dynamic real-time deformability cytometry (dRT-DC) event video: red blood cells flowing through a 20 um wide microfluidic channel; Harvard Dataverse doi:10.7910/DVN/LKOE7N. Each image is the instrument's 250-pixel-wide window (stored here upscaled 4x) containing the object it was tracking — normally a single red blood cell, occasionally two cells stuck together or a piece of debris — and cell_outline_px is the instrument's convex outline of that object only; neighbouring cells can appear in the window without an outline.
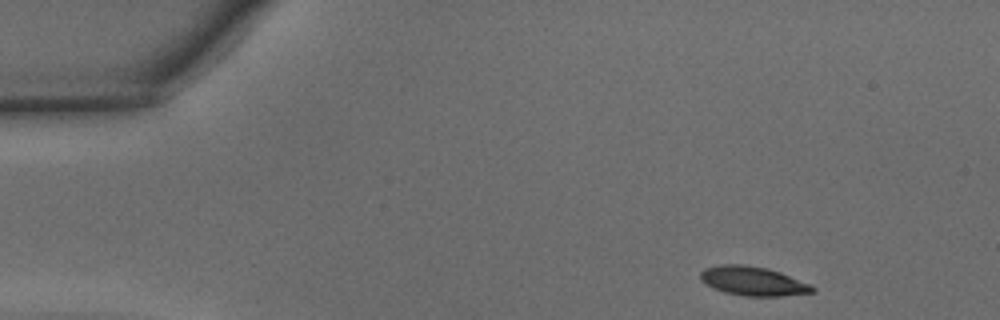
{"species": "common noctule bat (a hibernating species)", "species_latin": "Nyctalus noctula", "temperature_condition": "warm", "stored_images_in_passage": 33, "camera_frame_rate_fps": 3000, "um_per_image_px": 0.085, "animal": {"sex": "male", "body_mass_g": 15.6}, "frame": {"image": 1, "passage_image": 1, "time_ms": 0.0, "image_size_px": [1000, 320], "cell_outline_px": [[816, 292], [780, 296], [748, 296], [724, 292], [712, 288], [704, 284], [700, 280], [700, 272], [704, 268], [720, 264], [740, 264], [768, 268], [780, 272], [812, 284], [816, 288]], "centroid_in_image_um": [64.01, 23.89], "position_along_channel_um": 21.0, "area_um2": 19.25}}
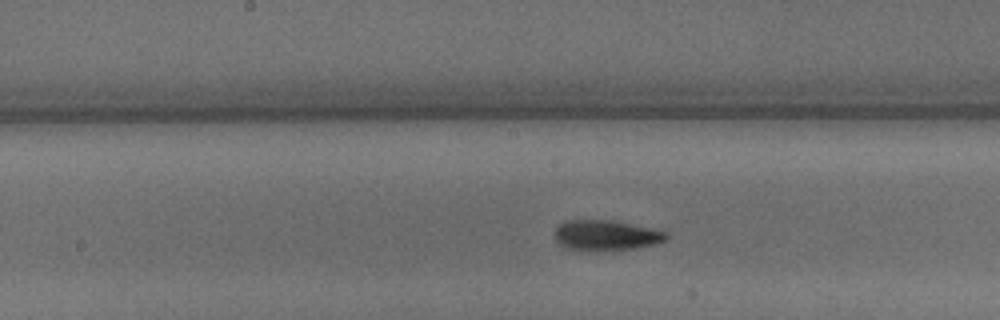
{"frame": {"image": 2, "passage_image": 19, "time_ms": 6.0, "image_size_px": [1000, 320], "cell_outline_px": [[668, 240], [656, 244], [636, 248], [596, 252], [568, 248], [560, 244], [556, 240], [556, 228], [560, 224], [568, 220], [608, 220], [668, 232]], "centroid_in_image_um": [51.53, 20.03], "position_along_channel_um": 196.7, "area_um2": 19.65}}
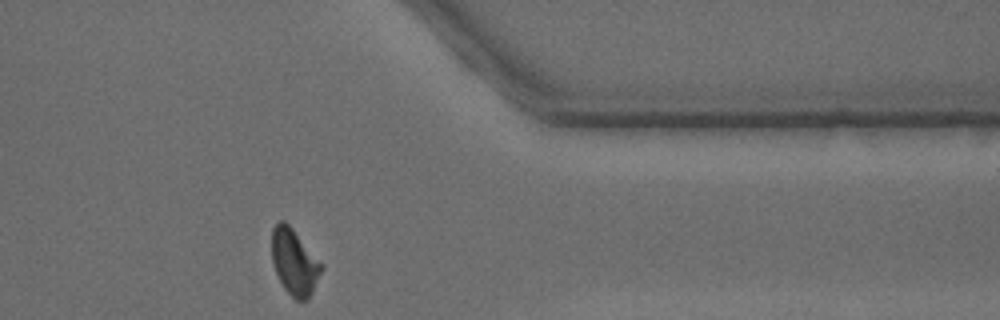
{"frame": {"image": 3, "passage_image": 33, "time_ms": 10.667, "image_size_px": [1000, 320], "cell_outline_px": [[324, 268], [308, 300], [296, 300], [284, 288], [276, 272], [272, 260], [272, 228], [280, 220], [284, 220], [292, 228], [324, 264]], "centroid_in_image_um": [25.05, 22.27], "position_along_channel_um": 386.3, "area_um2": 19.07}, "authors_computed_cell_mechanics": {"area_um2": 19.4208, "velocity_mm_per_s": 4.3658, "shape_relaxation_time_tau1_ms": 3.5628, "shape_relaxation_time_tau2_ms": 3.0193, "deformation_change_tau1": 0.1571, "deformation_change_tau2": 0.0818}}